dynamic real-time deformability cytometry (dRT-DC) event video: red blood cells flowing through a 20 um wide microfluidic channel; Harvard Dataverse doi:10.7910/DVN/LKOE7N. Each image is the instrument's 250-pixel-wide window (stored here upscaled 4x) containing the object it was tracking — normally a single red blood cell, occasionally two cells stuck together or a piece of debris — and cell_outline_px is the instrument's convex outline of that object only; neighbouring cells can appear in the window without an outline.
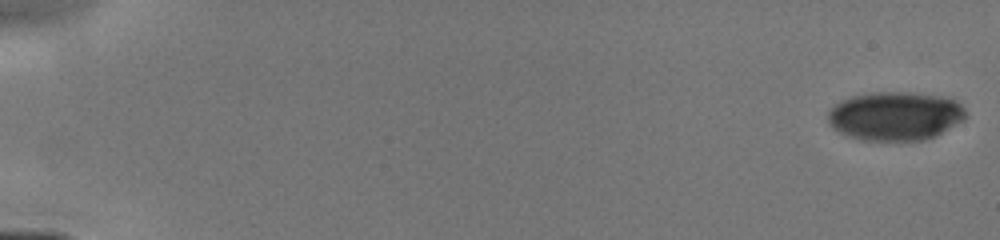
{"species": "human", "species_latin": "Homo sapiens", "temperature_condition": "cold", "stored_images_in_passage": 51, "camera_frame_rate_fps": 3000, "um_per_image_px": 0.085, "donor": {"sex": "male"}, "frame": {"image": 1, "passage_image": 1, "time_ms": 0.0, "image_size_px": [1000, 240], "cell_outline_px": [[968, 116], [964, 120], [936, 136], [924, 140], [860, 140], [848, 136], [832, 128], [828, 124], [828, 112], [836, 104], [852, 96], [872, 92], [912, 92], [940, 96], [956, 100], [964, 108]], "centroid_in_image_um": [76.11, 9.86], "position_along_channel_um": 8.9, "area_um2": 39.3}}
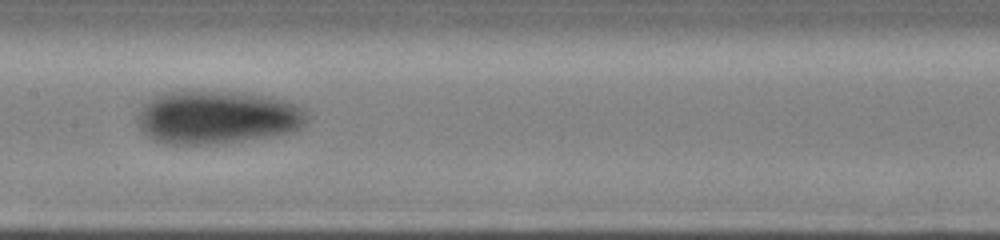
{"frame": {"image": 2, "passage_image": 37, "time_ms": 8.333, "image_size_px": [1000, 240], "cell_outline_px": [[312, 116], [308, 124], [292, 132], [244, 140], [216, 144], [164, 144], [148, 136], [140, 128], [136, 120], [136, 116], [140, 108], [152, 96], [180, 88], [188, 88], [236, 92], [272, 96], [288, 100], [304, 108]], "centroid_in_image_um": [18.48, 9.92], "position_along_channel_um": 188.9, "area_um2": 54.39}}
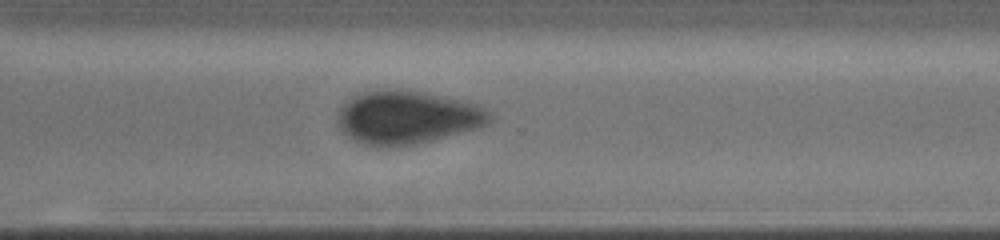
{"frame": {"image": 3, "passage_image": 50, "time_ms": 11.667, "image_size_px": [1000, 240], "cell_outline_px": [[492, 120], [488, 124], [480, 128], [416, 144], [376, 148], [352, 140], [340, 132], [336, 120], [340, 108], [352, 96], [364, 92], [380, 88], [400, 88], [468, 100], [480, 104], [492, 116]], "centroid_in_image_um": [34.6, 9.97], "position_along_channel_um": 336.0, "area_um2": 48.32}}